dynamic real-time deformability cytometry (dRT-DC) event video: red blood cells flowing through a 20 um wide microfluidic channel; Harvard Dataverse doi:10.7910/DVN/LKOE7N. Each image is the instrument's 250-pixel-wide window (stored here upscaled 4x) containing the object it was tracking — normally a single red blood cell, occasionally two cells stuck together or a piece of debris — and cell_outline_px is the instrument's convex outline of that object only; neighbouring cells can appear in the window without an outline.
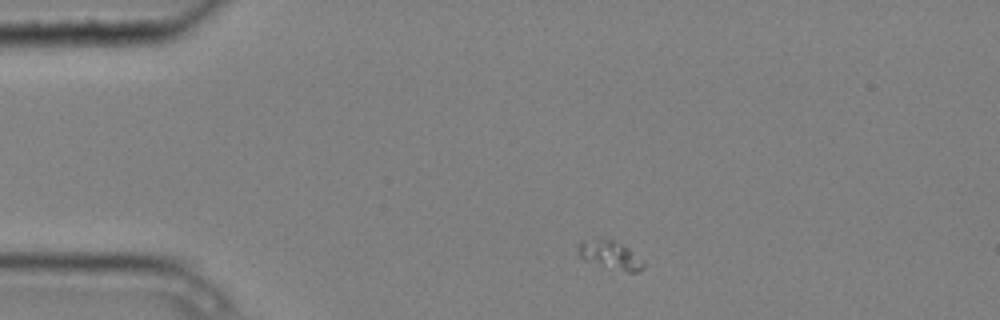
{"species": "common noctule bat (a hibernating species)", "species_latin": "Nyctalus noctula", "temperature_condition": "cold", "stored_images_in_passage": 7, "camera_frame_rate_fps": 3000, "um_per_image_px": 0.085, "animal": {"sex": "male", "body_mass_g": 20.4}, "frame": {"image": 1, "passage_image": 1, "time_ms": 0.0, "image_size_px": [1000, 320], "cell_outline_px": [[644, 268], [636, 272], [628, 272], [584, 260], [576, 252], [580, 240], [616, 240], [628, 248], [644, 260]], "centroid_in_image_um": [51.87, 21.67], "position_along_channel_um": 33.1, "area_um2": 10.64}}
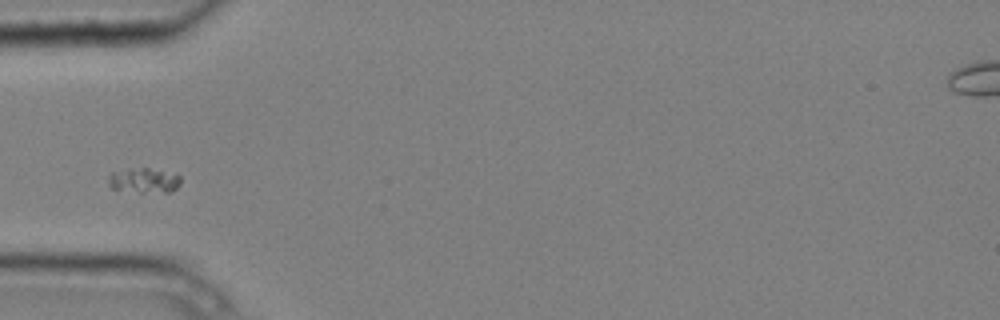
{"frame": {"image": 2, "passage_image": 3, "time_ms": 0.667, "image_size_px": [1000, 320], "cell_outline_px": [[180, 184], [176, 188], [168, 192], [140, 192], [112, 188], [108, 184], [108, 176], [112, 172], [140, 168], [148, 168], [180, 176]], "centroid_in_image_um": [12.22, 15.35], "position_along_channel_um": 72.8, "area_um2": 10.12}}